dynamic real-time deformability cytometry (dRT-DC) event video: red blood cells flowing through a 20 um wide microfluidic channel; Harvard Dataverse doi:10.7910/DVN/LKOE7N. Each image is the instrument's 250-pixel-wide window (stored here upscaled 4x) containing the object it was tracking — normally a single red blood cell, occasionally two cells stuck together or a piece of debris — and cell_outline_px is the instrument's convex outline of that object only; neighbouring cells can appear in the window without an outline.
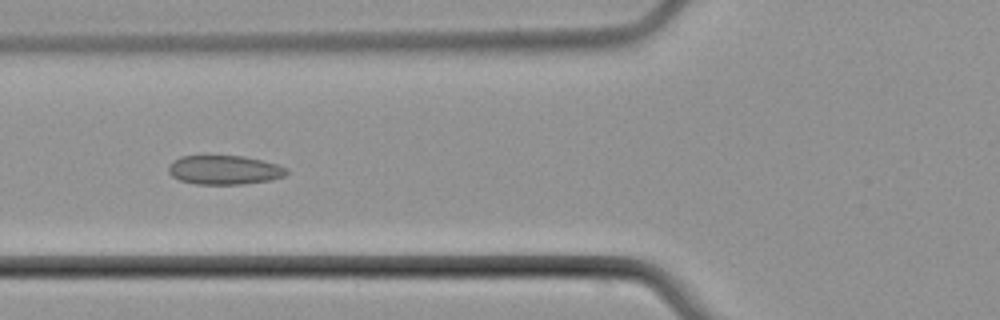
{"species": "common noctule bat (a hibernating species)", "species_latin": "Nyctalus noctula", "temperature_condition": "cold", "stored_images_in_passage": 8, "camera_frame_rate_fps": 3000, "um_per_image_px": 0.085, "animal": {"sex": "male", "body_mass_g": 21.5, "forearm_length_mm": 52.0}, "frame": {"image": 1, "passage_image": 5, "time_ms": 6.0, "image_size_px": [1000, 320], "cell_outline_px": [[288, 172], [284, 176], [272, 180], [244, 184], [196, 184], [180, 180], [172, 176], [168, 172], [168, 168], [172, 160], [180, 156], [244, 156], [276, 164], [288, 168]], "centroid_in_image_um": [19.06, 14.45], "position_along_channel_um": 106.7, "area_um2": 20.06}}
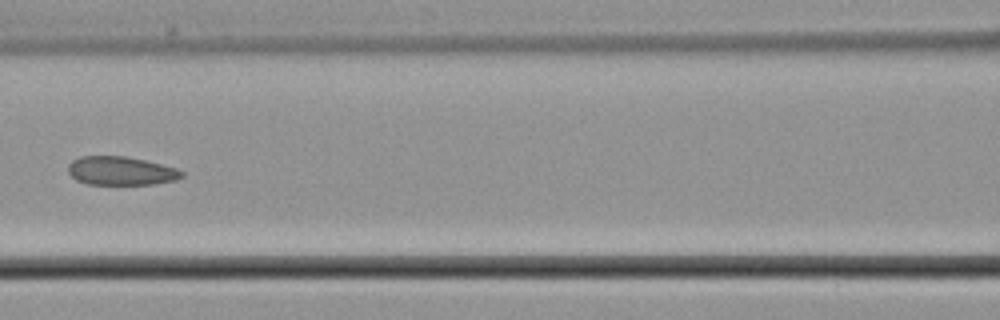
{"frame": {"image": 2, "passage_image": 6, "time_ms": 7.333, "image_size_px": [1000, 320], "cell_outline_px": [[184, 176], [176, 180], [152, 184], [88, 184], [76, 180], [68, 172], [68, 164], [72, 160], [80, 156], [124, 156], [144, 160], [176, 168], [184, 172]], "centroid_in_image_um": [10.26, 14.52], "position_along_channel_um": 156.3, "area_um2": 18.9}}
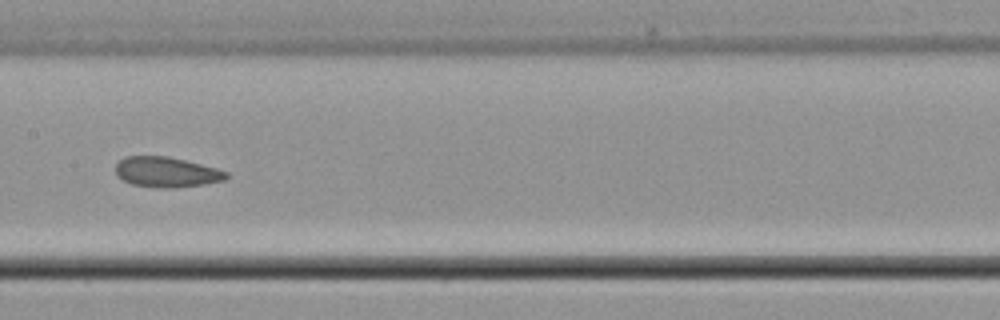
{"frame": {"image": 3, "passage_image": 7, "time_ms": 8.333, "image_size_px": [1000, 320], "cell_outline_px": [[228, 176], [224, 180], [204, 184], [172, 188], [156, 188], [132, 184], [116, 176], [116, 164], [124, 156], [168, 156], [216, 168], [228, 172]], "centroid_in_image_um": [14.13, 14.63], "position_along_channel_um": 193.3, "area_um2": 19.48}}